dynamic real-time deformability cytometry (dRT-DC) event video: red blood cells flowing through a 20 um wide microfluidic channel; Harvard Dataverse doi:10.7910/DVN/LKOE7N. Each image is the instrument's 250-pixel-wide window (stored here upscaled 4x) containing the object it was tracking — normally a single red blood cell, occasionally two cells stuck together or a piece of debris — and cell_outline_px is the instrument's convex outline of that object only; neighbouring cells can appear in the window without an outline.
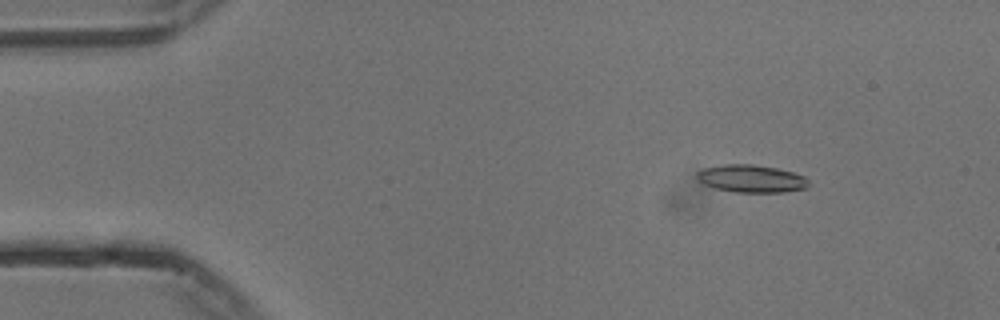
{"species": "common noctule bat (a hibernating species)", "species_latin": "Nyctalus noctula", "temperature_condition": "cold", "stored_images_in_passage": 54, "camera_frame_rate_fps": 3000, "um_per_image_px": 0.085, "animal": {"sex": "male", "body_mass_g": 13.3}, "frame": {"image": 1, "passage_image": 7, "time_ms": 2.0, "image_size_px": [1000, 320], "cell_outline_px": [[808, 184], [804, 188], [784, 192], [736, 192], [716, 188], [704, 184], [696, 176], [696, 172], [704, 168], [720, 164], [752, 164], [776, 168], [792, 172], [804, 176], [808, 180]], "centroid_in_image_um": [63.83, 15.17], "position_along_channel_um": 21.2, "area_um2": 17.8}}
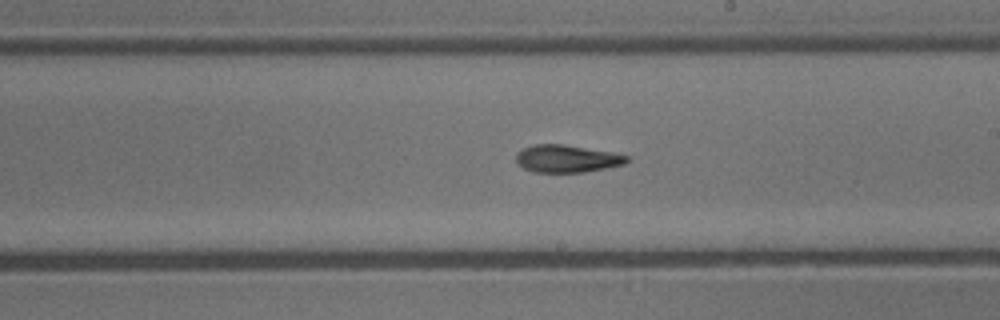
{"frame": {"image": 2, "passage_image": 31, "time_ms": 10.0, "image_size_px": [1000, 320], "cell_outline_px": [[628, 160], [624, 164], [584, 172], [532, 172], [524, 168], [516, 160], [516, 152], [524, 148], [536, 144], [564, 144], [612, 152], [628, 156]], "centroid_in_image_um": [48.16, 13.48], "position_along_channel_um": 240.8, "area_um2": 17.57}}
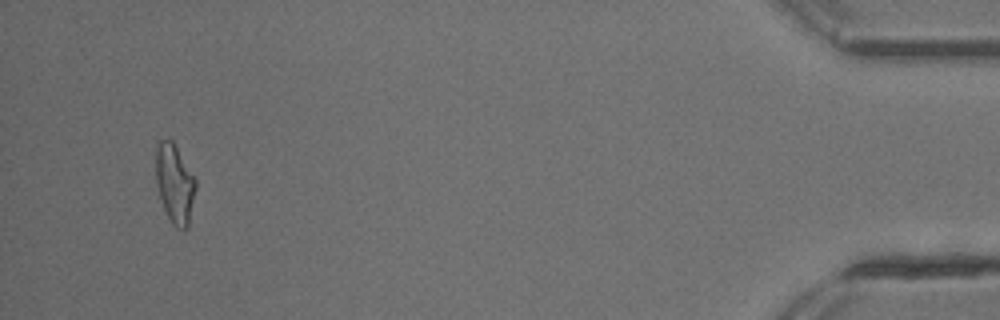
{"frame": {"image": 3, "passage_image": 52, "time_ms": 17.0, "image_size_px": [1000, 320], "cell_outline_px": [[196, 188], [188, 228], [176, 228], [172, 224], [164, 208], [156, 184], [156, 148], [160, 140], [172, 140], [196, 180]], "centroid_in_image_um": [14.85, 15.63], "position_along_channel_um": 420.3, "area_um2": 18.09}, "authors_computed_cell_mechanics": {"area_um2": 17.8024, "velocity_mm_per_s": 3.75, "shape_relaxation_time_tau1_ms": 10.0115, "shape_relaxation_time_tau2_ms": 3.0927, "deformation_change_tau1": 0.2487, "deformation_change_tau2": 0.1083}}